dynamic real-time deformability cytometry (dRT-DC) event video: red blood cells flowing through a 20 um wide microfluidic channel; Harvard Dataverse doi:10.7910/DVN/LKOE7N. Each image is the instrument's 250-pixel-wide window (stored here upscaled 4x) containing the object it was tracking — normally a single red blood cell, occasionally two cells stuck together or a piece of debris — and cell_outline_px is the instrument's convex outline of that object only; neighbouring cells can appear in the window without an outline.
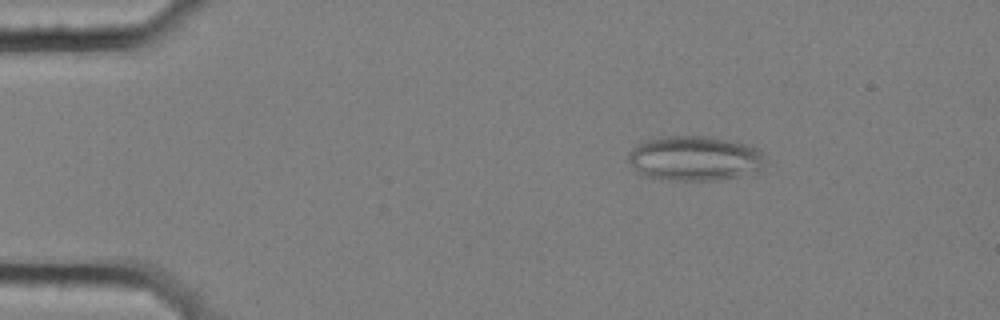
{"species": "common noctule bat (a hibernating species)", "species_latin": "Nyctalus noctula", "temperature_condition": "cold", "stored_images_in_passage": 4, "camera_frame_rate_fps": 3000, "um_per_image_px": 0.085, "animal": {"sex": "female", "body_mass_g": 25.1}, "frame": {"image": 1, "passage_image": 2, "time_ms": 0.333, "image_size_px": [1000, 320], "cell_outline_px": [[760, 156], [756, 168], [736, 176], [716, 180], [660, 180], [636, 172], [628, 164], [628, 152], [632, 148], [648, 140], [660, 136], [708, 136], [728, 140], [744, 144], [756, 148]], "centroid_in_image_um": [58.84, 13.45], "position_along_channel_um": 26.2, "area_um2": 34.8}}